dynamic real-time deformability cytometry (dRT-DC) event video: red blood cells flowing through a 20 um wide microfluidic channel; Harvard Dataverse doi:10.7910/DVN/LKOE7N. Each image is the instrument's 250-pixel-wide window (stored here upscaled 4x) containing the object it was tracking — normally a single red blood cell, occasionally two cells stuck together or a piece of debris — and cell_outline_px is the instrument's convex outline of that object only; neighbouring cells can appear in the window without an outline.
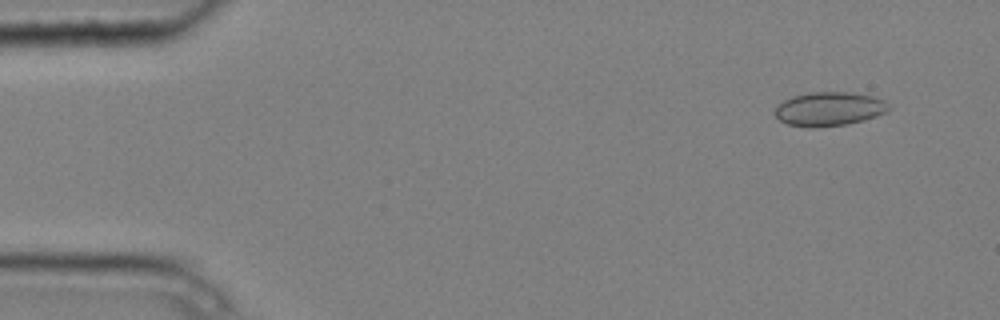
{"species": "common noctule bat (a hibernating species)", "species_latin": "Nyctalus noctula", "temperature_condition": "cold", "stored_images_in_passage": 4, "camera_frame_rate_fps": 3000, "um_per_image_px": 0.085, "animal": {"sex": "male", "body_mass_g": 20.4}, "frame": {"image": 1, "passage_image": 1, "time_ms": 0.0, "image_size_px": [1000, 320], "cell_outline_px": [[892, 108], [888, 112], [864, 120], [844, 124], [808, 128], [788, 124], [780, 120], [776, 116], [776, 108], [784, 100], [792, 96], [808, 92], [852, 92], [872, 96], [884, 100]], "centroid_in_image_um": [70.51, 9.25], "position_along_channel_um": 14.5, "area_um2": 22.48}}
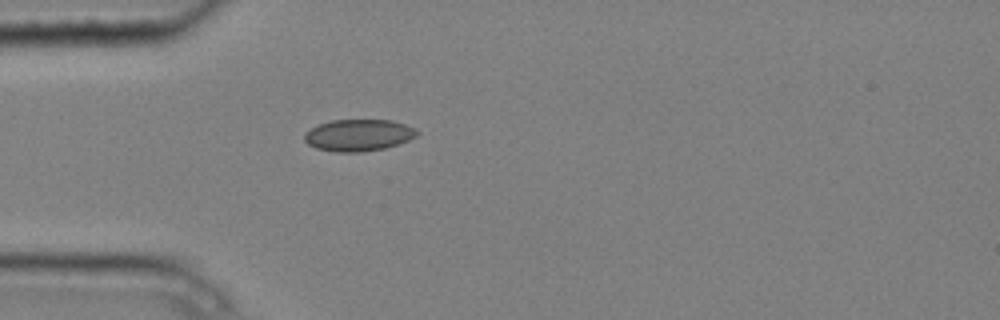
{"frame": {"image": 2, "passage_image": 4, "time_ms": 1.0, "image_size_px": [1000, 320], "cell_outline_px": [[420, 132], [416, 136], [408, 140], [384, 148], [360, 152], [336, 152], [316, 148], [308, 144], [304, 140], [304, 132], [320, 124], [332, 120], [392, 120], [416, 128]], "centroid_in_image_um": [30.47, 11.49], "position_along_channel_um": 54.5, "area_um2": 20.75}}